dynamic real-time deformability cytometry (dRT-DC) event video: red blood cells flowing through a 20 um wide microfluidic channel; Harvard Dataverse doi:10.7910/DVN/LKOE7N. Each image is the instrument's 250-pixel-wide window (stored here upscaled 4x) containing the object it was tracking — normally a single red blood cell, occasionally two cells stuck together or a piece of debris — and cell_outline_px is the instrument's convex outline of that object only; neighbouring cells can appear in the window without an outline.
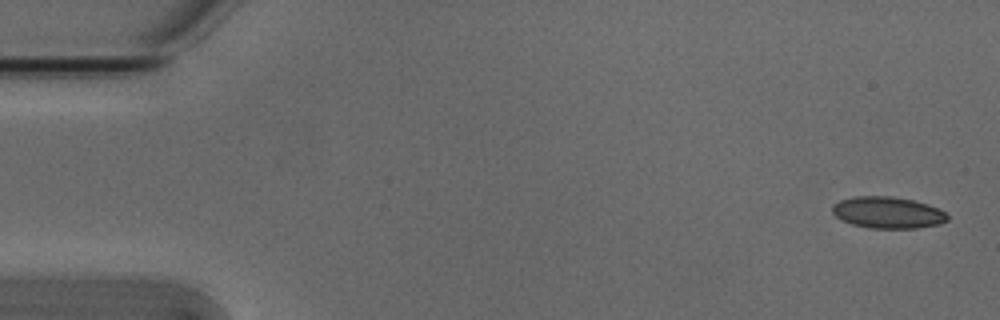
{"species": "Egyptian fruit bat (a non-hibernating species)", "species_latin": "Rousettus aegyptiacus", "temperature_condition": "cold", "stored_images_in_passage": 6, "segment_of_instrument_passage": [1, 2], "camera_frame_rate_fps": 3000, "um_per_image_px": 0.085, "animal": {"sex": "male"}, "frame": {"image": 1, "passage_image": 1, "time_ms": 0.0, "image_size_px": [1000, 320], "cell_outline_px": [[948, 220], [940, 224], [916, 228], [868, 228], [852, 224], [840, 220], [832, 212], [832, 204], [840, 200], [852, 196], [892, 196], [912, 200], [928, 204], [944, 212], [948, 216]], "centroid_in_image_um": [75.42, 18.06], "position_along_channel_um": 9.6, "area_um2": 21.27}}
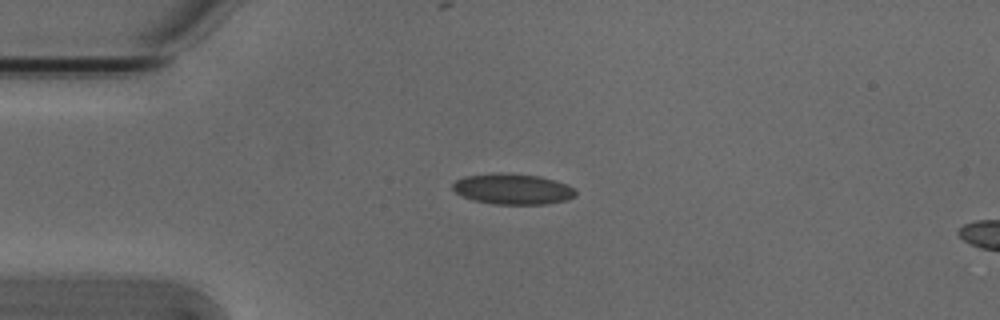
{"frame": {"image": 2, "passage_image": 4, "time_ms": 1.0, "image_size_px": [1000, 320], "cell_outline_px": [[576, 196], [568, 200], [544, 204], [492, 204], [472, 200], [456, 192], [452, 188], [452, 184], [456, 180], [464, 176], [496, 172], [500, 172], [540, 176], [576, 188]], "centroid_in_image_um": [43.57, 16.06], "position_along_channel_um": 41.4, "area_um2": 22.08}}